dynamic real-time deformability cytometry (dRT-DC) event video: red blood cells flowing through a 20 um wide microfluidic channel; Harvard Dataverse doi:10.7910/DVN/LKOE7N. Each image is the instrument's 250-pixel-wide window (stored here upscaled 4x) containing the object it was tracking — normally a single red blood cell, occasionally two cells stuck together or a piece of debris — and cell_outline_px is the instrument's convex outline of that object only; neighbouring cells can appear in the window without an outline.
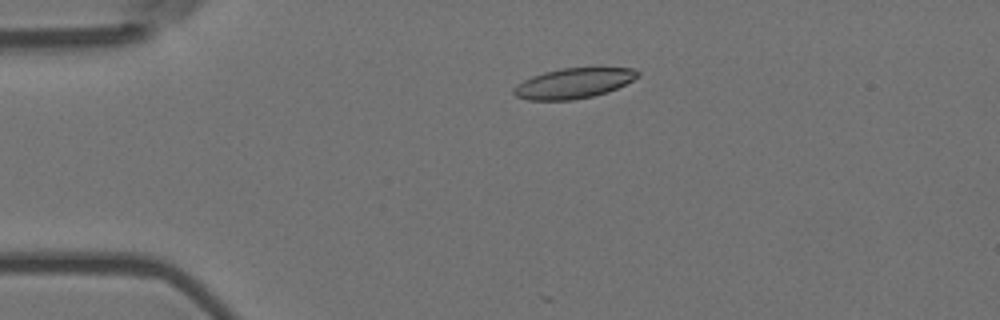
{"species": "Egyptian fruit bat (a non-hibernating species)", "species_latin": "Rousettus aegyptiacus", "temperature_condition": "room temperature", "stored_images_in_passage": 4, "camera_frame_rate_fps": 3000, "um_per_image_px": 0.085, "animal": {"sex": "female"}, "frame": {"image": 1, "passage_image": 3, "time_ms": 0.667, "image_size_px": [1000, 320], "cell_outline_px": [[640, 76], [608, 92], [592, 96], [572, 100], [528, 100], [516, 96], [512, 92], [512, 88], [516, 84], [532, 76], [544, 72], [564, 68], [632, 68], [640, 72]], "centroid_in_image_um": [48.72, 7.08], "position_along_channel_um": 36.3, "area_um2": 21.73}}